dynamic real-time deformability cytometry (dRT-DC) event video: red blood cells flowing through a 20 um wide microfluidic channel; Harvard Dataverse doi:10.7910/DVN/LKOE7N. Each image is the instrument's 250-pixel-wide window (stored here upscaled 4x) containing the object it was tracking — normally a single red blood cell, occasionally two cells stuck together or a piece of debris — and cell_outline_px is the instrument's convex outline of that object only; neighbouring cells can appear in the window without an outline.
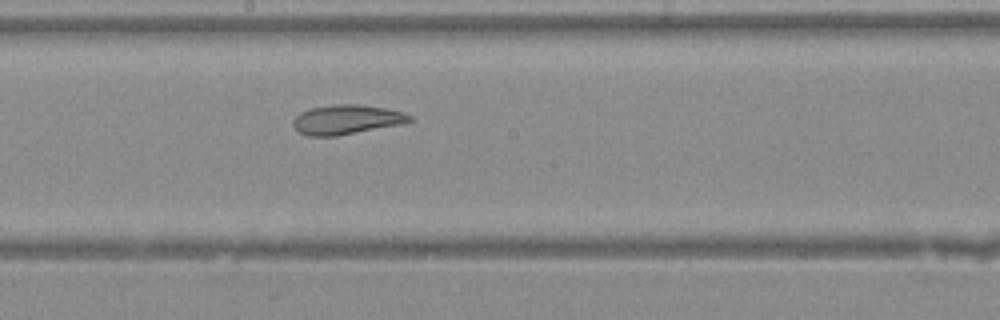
{"species": "Egyptian fruit bat (a non-hibernating species)", "species_latin": "Rousettus aegyptiacus", "temperature_condition": "warm", "stored_images_in_passage": 11, "camera_frame_rate_fps": 3000, "um_per_image_px": 0.085, "animal": {"sex": "female"}, "frame": {"image": 1, "passage_image": 10, "time_ms": 3.0, "image_size_px": [1000, 320], "cell_outline_px": [[412, 120], [400, 124], [336, 136], [308, 136], [300, 132], [292, 124], [292, 120], [300, 112], [308, 108], [336, 104], [360, 104], [388, 108], [404, 112], [412, 116]], "centroid_in_image_um": [29.44, 10.15], "position_along_channel_um": 218.8, "area_um2": 20.06}}